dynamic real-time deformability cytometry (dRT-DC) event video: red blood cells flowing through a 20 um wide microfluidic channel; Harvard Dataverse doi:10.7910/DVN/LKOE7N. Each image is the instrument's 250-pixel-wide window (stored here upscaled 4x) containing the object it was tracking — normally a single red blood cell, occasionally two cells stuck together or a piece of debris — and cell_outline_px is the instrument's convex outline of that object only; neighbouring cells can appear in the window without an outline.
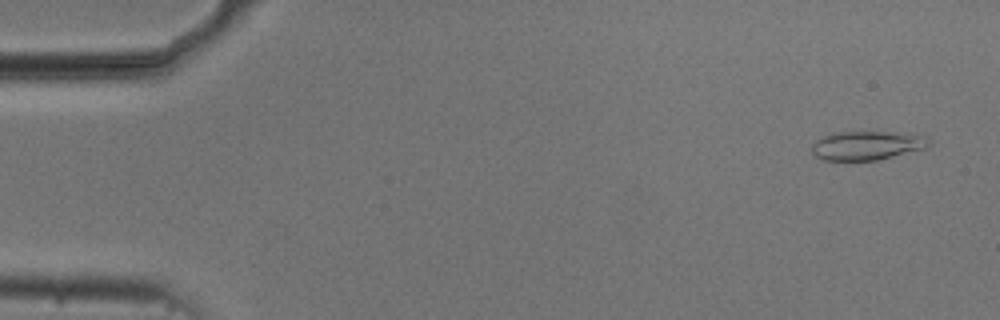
{"species": "common noctule bat (a hibernating species)", "species_latin": "Nyctalus noctula", "temperature_condition": "cold", "stored_images_in_passage": 54, "camera_frame_rate_fps": 3000, "um_per_image_px": 0.085, "animal": {"sex": "male", "body_mass_g": 20.5, "forearm_length_mm": 52.5}, "frame": {"image": 1, "passage_image": 3, "time_ms": 0.667, "image_size_px": [1000, 320], "cell_outline_px": [[928, 148], [876, 160], [824, 160], [816, 156], [812, 152], [812, 144], [816, 140], [824, 136], [836, 132], [888, 132], [924, 136], [928, 140]], "centroid_in_image_um": [73.66, 12.37], "position_along_channel_um": 11.3, "area_um2": 19.42}}
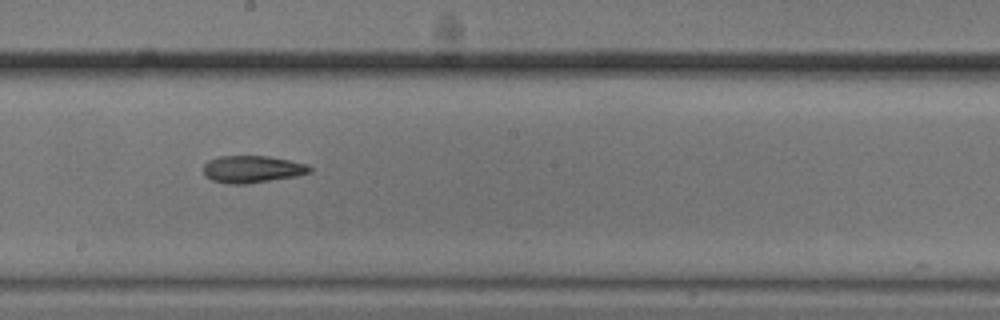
{"frame": {"image": 2, "passage_image": 30, "time_ms": 9.667, "image_size_px": [1000, 320], "cell_outline_px": [[312, 172], [296, 176], [244, 184], [228, 184], [212, 180], [204, 176], [204, 164], [208, 160], [220, 156], [268, 156], [308, 164], [312, 168]], "centroid_in_image_um": [21.43, 14.38], "position_along_channel_um": 226.8, "area_um2": 16.82}}
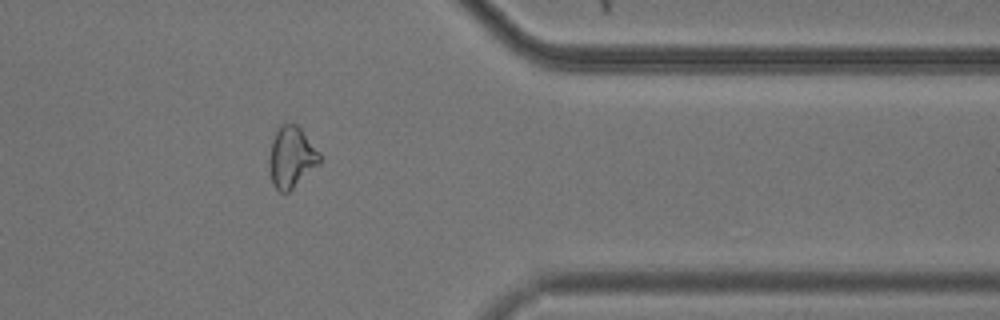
{"frame": {"image": 3, "passage_image": 44, "time_ms": 14.333, "image_size_px": [1000, 320], "cell_outline_px": [[320, 164], [288, 192], [280, 192], [272, 184], [268, 168], [268, 160], [272, 140], [276, 132], [284, 124], [296, 124], [300, 128], [320, 152]], "centroid_in_image_um": [24.76, 13.39], "position_along_channel_um": 386.6, "area_um2": 17.92}, "authors_computed_cell_mechanics": {"area_um2": 17.6579, "velocity_mm_per_s": 3.7371, "shape_relaxation_time_tau1_ms": 4.8416, "shape_relaxation_time_tau2_ms": 4.7121, "deformation_change_tau1": 0.1162, "deformation_change_tau2": 0.1191}}